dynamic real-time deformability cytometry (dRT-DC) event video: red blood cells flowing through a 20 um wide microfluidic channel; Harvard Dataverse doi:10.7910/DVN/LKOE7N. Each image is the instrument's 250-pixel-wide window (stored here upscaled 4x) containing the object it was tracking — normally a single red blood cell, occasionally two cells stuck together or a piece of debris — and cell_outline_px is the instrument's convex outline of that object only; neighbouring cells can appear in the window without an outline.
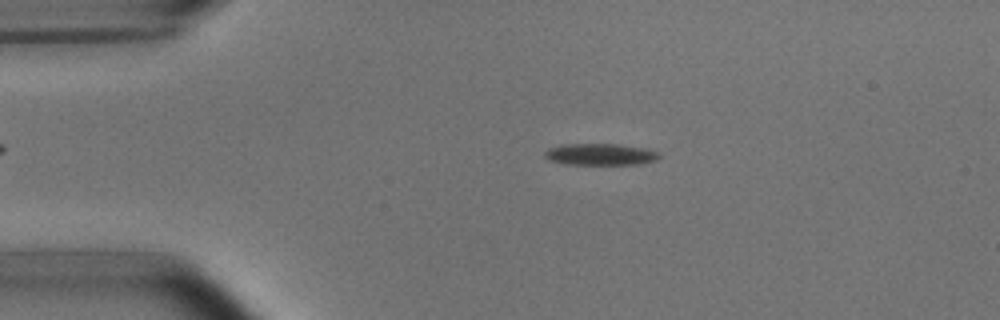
{"species": "common noctule bat (a hibernating species)", "species_latin": "Nyctalus noctula", "temperature_condition": "room temperature", "stored_images_in_passage": 52, "camera_frame_rate_fps": 3000, "um_per_image_px": 0.085, "animal": {"sex": "male", "body_mass_g": 15.6}, "frame": {"image": 1, "passage_image": 10, "time_ms": 3.0, "image_size_px": [1000, 320], "cell_outline_px": [[660, 156], [656, 160], [640, 164], [564, 164], [548, 160], [544, 156], [544, 152], [548, 148], [564, 144], [616, 144], [644, 148], [656, 152]], "centroid_in_image_um": [50.97, 13.12], "position_along_channel_um": 34.0, "area_um2": 14.33}}
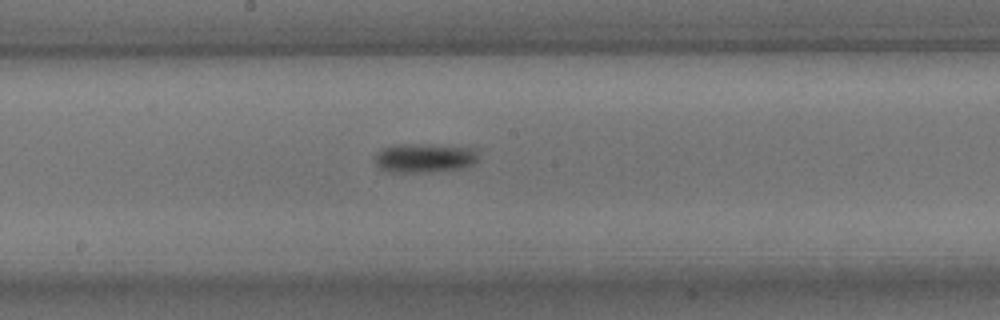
{"frame": {"image": 2, "passage_image": 27, "time_ms": 8.667, "image_size_px": [1000, 320], "cell_outline_px": [[480, 156], [472, 164], [464, 168], [432, 172], [388, 172], [380, 168], [376, 164], [376, 156], [380, 148], [396, 144], [428, 144], [480, 148]], "centroid_in_image_um": [36.14, 13.41], "position_along_channel_um": 212.1, "area_um2": 18.03}}
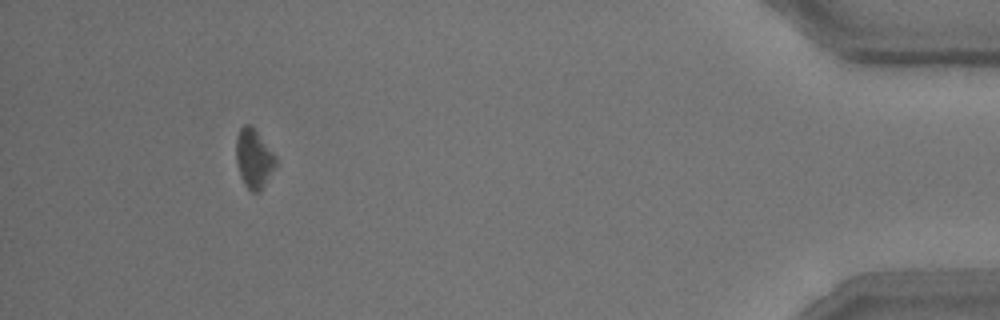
{"frame": {"image": 3, "passage_image": 48, "time_ms": 15.667, "image_size_px": [1000, 320], "cell_outline_px": [[276, 164], [260, 192], [252, 192], [244, 184], [240, 176], [236, 160], [236, 136], [240, 128], [244, 124], [252, 124], [276, 156]], "centroid_in_image_um": [21.56, 13.44], "position_along_channel_um": 413.6, "area_um2": 13.7}, "authors_computed_cell_mechanics": {"area_um2": 15.1147, "velocity_mm_per_s": 3.7953, "shape_relaxation_time_tau1_ms": 0.9993, "shape_relaxation_time_tau2_ms": null, "deformation_change_tau1": 0.0684, "deformation_change_tau2": null}}